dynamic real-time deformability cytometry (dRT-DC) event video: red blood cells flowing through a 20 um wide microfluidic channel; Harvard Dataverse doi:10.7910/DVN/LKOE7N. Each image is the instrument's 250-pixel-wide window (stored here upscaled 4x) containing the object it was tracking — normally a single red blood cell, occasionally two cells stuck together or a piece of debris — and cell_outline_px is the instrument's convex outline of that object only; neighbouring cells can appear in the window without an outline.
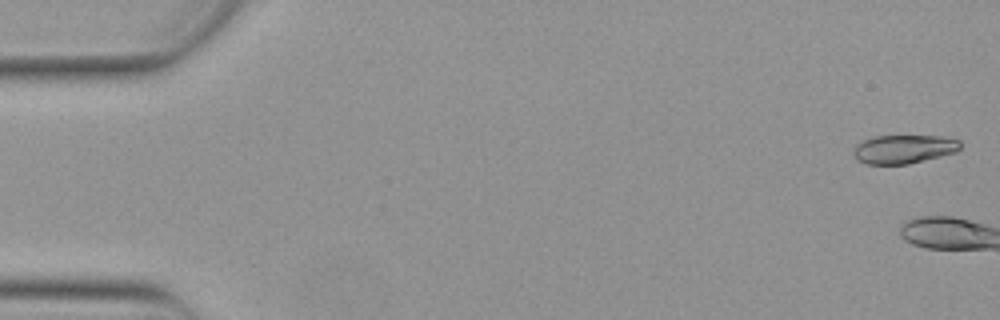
{"species": "Egyptian fruit bat (a non-hibernating species)", "species_latin": "Rousettus aegyptiacus", "temperature_condition": "warm", "stored_images_in_passage": 4, "camera_frame_rate_fps": 3000, "um_per_image_px": 0.085, "animal": {"sex": "female"}, "frame": {"image": 1, "passage_image": 2, "time_ms": 0.333, "image_size_px": [1000, 320], "cell_outline_px": [[960, 148], [956, 152], [908, 164], [868, 164], [856, 160], [852, 152], [856, 144], [864, 140], [876, 136], [944, 136], [960, 140]], "centroid_in_image_um": [76.81, 12.67], "position_along_channel_um": 8.2, "area_um2": 17.86}}